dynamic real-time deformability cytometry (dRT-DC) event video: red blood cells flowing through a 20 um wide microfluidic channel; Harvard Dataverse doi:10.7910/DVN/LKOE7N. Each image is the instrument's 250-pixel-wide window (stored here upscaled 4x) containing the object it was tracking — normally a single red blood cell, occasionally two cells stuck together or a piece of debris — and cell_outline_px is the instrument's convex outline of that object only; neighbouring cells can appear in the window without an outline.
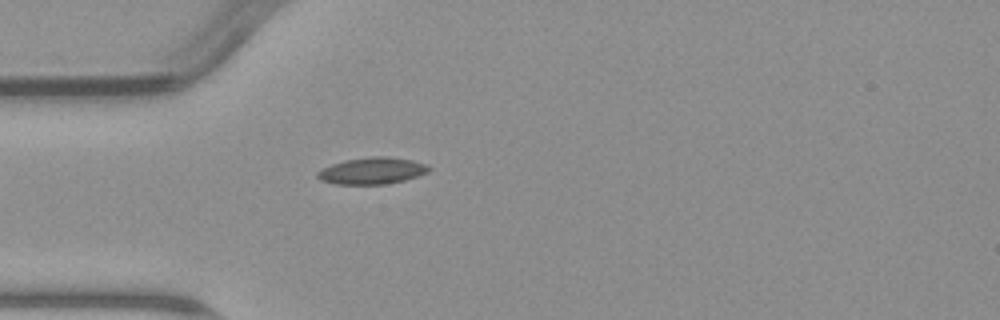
{"species": "common noctule bat (a hibernating species)", "species_latin": "Nyctalus noctula", "temperature_condition": "warm", "stored_images_in_passage": 1, "camera_frame_rate_fps": 3000, "um_per_image_px": 0.085, "animal": {"sex": "male", "body_mass_g": 23.1, "forearm_length_mm": 52.7}, "frame": {"image": 1, "passage_image": 1, "time_ms": 0.0, "image_size_px": [1000, 320], "cell_outline_px": [[432, 168], [428, 172], [404, 180], [384, 184], [336, 184], [320, 180], [316, 176], [316, 172], [332, 164], [344, 160], [372, 156], [388, 156], [412, 160], [428, 164]], "centroid_in_image_um": [31.64, 14.51], "position_along_channel_um": 53.4, "area_um2": 17.34}}